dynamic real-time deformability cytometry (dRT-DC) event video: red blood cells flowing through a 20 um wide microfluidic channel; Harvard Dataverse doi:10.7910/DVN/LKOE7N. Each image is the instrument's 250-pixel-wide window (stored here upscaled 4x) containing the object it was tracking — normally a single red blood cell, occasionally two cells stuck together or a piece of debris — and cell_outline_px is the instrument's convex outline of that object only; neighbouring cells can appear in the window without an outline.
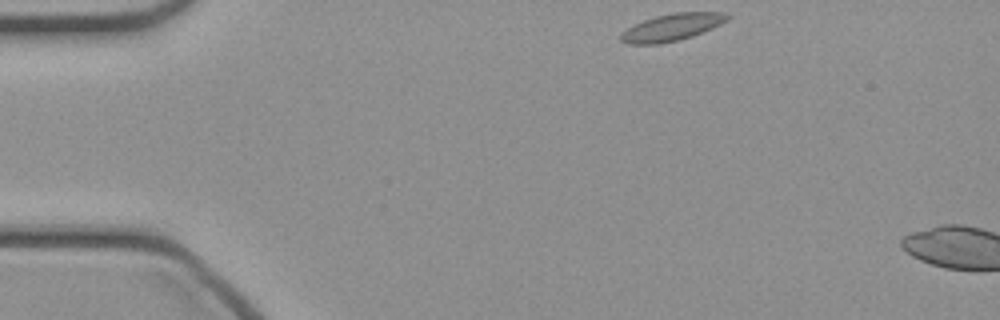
{"species": "common noctule bat (a hibernating species)", "species_latin": "Nyctalus noctula", "temperature_condition": "cold", "stored_images_in_passage": 4, "camera_frame_rate_fps": 3000, "um_per_image_px": 0.085, "animal": {"sex": "female", "body_mass_g": 21.9}, "frame": {"image": 1, "passage_image": 1, "time_ms": 0.0, "image_size_px": [1000, 320], "cell_outline_px": [[732, 16], [728, 20], [712, 28], [692, 36], [680, 40], [656, 44], [628, 44], [620, 40], [620, 32], [644, 20], [656, 16], [672, 12], [720, 12]], "centroid_in_image_um": [57.11, 2.32], "position_along_channel_um": 27.9, "area_um2": 16.76}}